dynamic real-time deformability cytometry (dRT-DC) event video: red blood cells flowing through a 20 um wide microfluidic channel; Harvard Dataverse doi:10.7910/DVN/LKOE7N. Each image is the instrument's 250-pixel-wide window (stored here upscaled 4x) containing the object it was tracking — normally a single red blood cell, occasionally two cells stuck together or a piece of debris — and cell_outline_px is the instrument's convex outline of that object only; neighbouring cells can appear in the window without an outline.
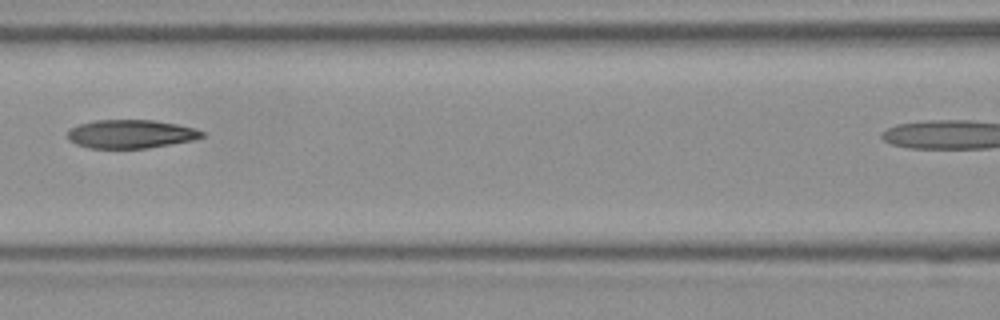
{"species": "Egyptian fruit bat (a non-hibernating species)", "species_latin": "Rousettus aegyptiacus", "temperature_condition": "room temperature", "stored_images_in_passage": 4, "camera_frame_rate_fps": 3000, "um_per_image_px": 0.085, "frame": {"image": 1, "passage_image": 3, "time_ms": 0.667, "image_size_px": [1000, 320], "cell_outline_px": [[204, 136], [192, 140], [148, 148], [88, 148], [76, 144], [68, 140], [68, 128], [80, 124], [96, 120], [152, 120], [176, 124], [196, 128], [204, 132]], "centroid_in_image_um": [11.09, 11.39], "position_along_channel_um": 155.5, "area_um2": 22.31}}